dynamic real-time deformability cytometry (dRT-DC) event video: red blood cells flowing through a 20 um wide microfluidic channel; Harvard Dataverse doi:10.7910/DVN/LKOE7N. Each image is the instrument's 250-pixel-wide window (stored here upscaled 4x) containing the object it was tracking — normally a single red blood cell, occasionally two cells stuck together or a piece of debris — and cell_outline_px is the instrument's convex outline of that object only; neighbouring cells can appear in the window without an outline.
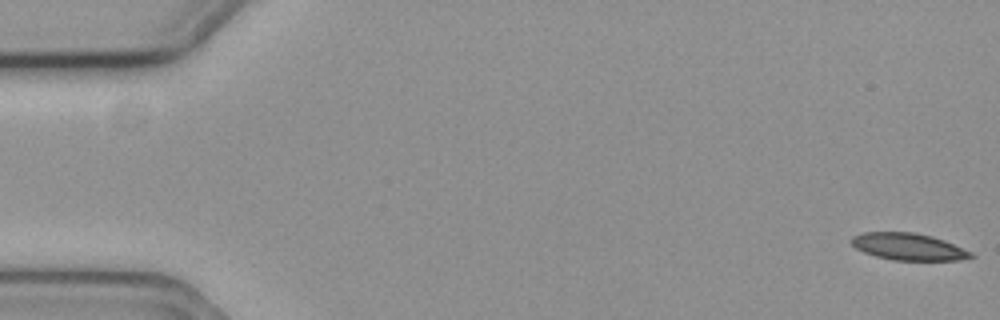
{"species": "common noctule bat (a hibernating species)", "species_latin": "Nyctalus noctula", "temperature_condition": "cold", "stored_images_in_passage": 58, "camera_frame_rate_fps": 3000, "um_per_image_px": 0.085, "animal": {"sex": "female", "body_mass_g": 19.3, "forearm_length_mm": 54.1}, "frame": {"image": 1, "passage_image": 1, "time_ms": 0.0, "image_size_px": [1000, 320], "cell_outline_px": [[976, 256], [960, 260], [892, 260], [876, 256], [864, 252], [856, 248], [848, 240], [852, 236], [864, 232], [912, 232], [932, 236], [944, 240], [972, 252]], "centroid_in_image_um": [77.2, 20.96], "position_along_channel_um": 7.8, "area_um2": 18.79}}
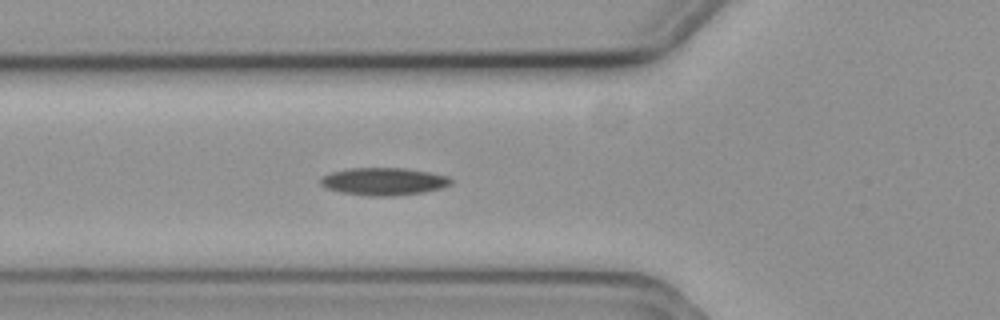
{"frame": {"image": 2, "passage_image": 21, "time_ms": 6.667, "image_size_px": [1000, 320], "cell_outline_px": [[452, 184], [440, 188], [424, 192], [396, 196], [368, 196], [340, 192], [324, 188], [320, 184], [320, 180], [324, 176], [332, 172], [348, 168], [404, 168], [428, 172], [448, 176], [452, 180]], "centroid_in_image_um": [32.6, 15.43], "position_along_channel_um": 93.2, "area_um2": 20.98}}
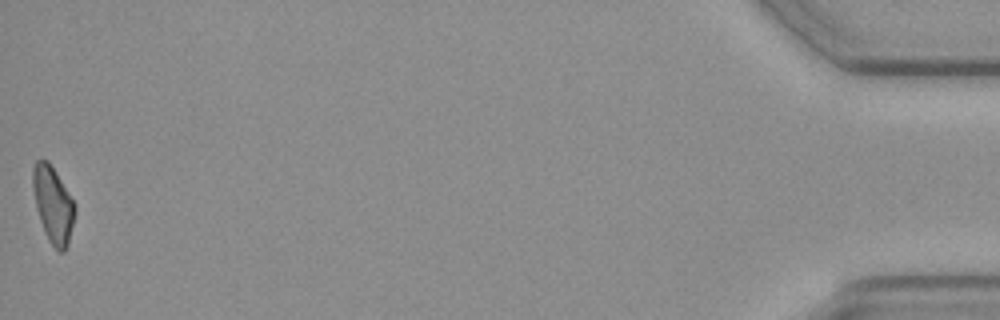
{"frame": {"image": 3, "passage_image": 58, "time_ms": 19.0, "image_size_px": [1000, 320], "cell_outline_px": [[76, 212], [68, 244], [64, 252], [60, 252], [48, 240], [44, 232], [36, 208], [32, 188], [32, 168], [36, 160], [48, 160], [76, 204]], "centroid_in_image_um": [4.51, 17.38], "position_along_channel_um": 430.7, "area_um2": 18.79}}